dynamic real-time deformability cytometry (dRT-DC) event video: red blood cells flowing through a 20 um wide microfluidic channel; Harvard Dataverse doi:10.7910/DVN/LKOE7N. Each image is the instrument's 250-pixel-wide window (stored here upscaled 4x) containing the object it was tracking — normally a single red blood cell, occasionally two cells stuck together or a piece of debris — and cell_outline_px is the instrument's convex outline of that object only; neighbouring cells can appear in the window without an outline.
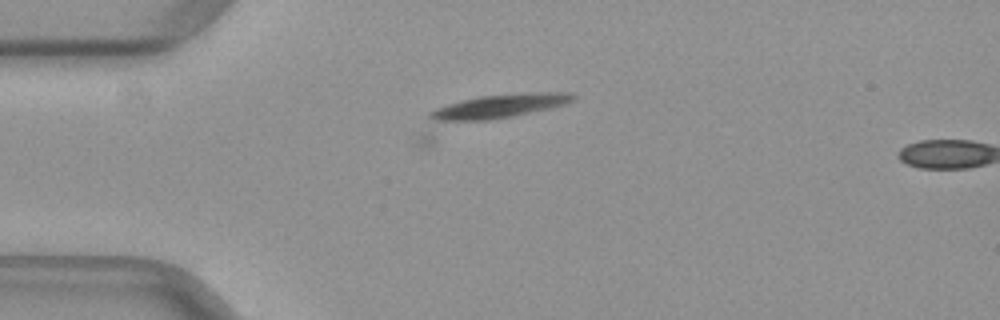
{"species": "common noctule bat (a hibernating species)", "species_latin": "Nyctalus noctula", "temperature_condition": "warm", "stored_images_in_passage": 17, "camera_frame_rate_fps": 3000, "um_per_image_px": 0.085, "animal": {"sex": "female", "body_mass_g": 29.2, "forearm_length_mm": 56.3}, "frame": {"image": 1, "passage_image": 17, "time_ms": 5.333, "image_size_px": [1000, 320], "cell_outline_px": [[576, 96], [572, 100], [564, 104], [552, 108], [492, 120], [436, 120], [428, 116], [428, 112], [436, 108], [460, 100], [480, 96], [532, 92], [572, 92]], "centroid_in_image_um": [42.51, 9.0], "position_along_channel_um": 42.5, "area_um2": 19.54}}